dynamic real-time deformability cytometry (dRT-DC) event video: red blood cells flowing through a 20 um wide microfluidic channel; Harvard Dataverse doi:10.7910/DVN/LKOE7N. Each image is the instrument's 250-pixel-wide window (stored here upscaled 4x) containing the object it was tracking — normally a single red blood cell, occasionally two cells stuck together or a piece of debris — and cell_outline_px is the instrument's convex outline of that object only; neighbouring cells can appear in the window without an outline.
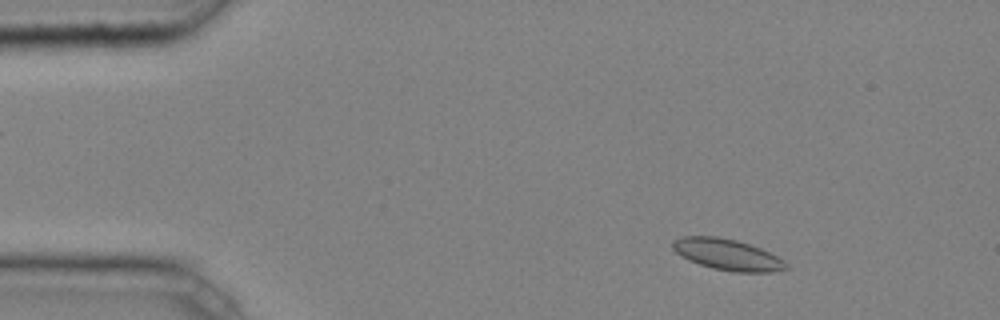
{"species": "common noctule bat (a hibernating species)", "species_latin": "Nyctalus noctula", "temperature_condition": "cold", "stored_images_in_passage": 7, "camera_frame_rate_fps": 3000, "um_per_image_px": 0.085, "animal": {"sex": "male", "body_mass_g": 20.4}, "frame": {"image": 1, "passage_image": 2, "time_ms": 0.333, "image_size_px": [1000, 320], "cell_outline_px": [[788, 268], [772, 272], [732, 272], [712, 268], [688, 260], [680, 256], [672, 248], [672, 240], [684, 236], [716, 236], [736, 240], [760, 248], [784, 260], [788, 264]], "centroid_in_image_um": [61.8, 21.64], "position_along_channel_um": 23.2, "area_um2": 20.58}}